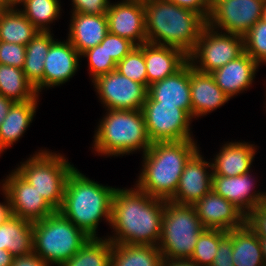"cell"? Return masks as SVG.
<instances>
[{"label": "cell", "mask_w": 266, "mask_h": 266, "mask_svg": "<svg viewBox=\"0 0 266 266\" xmlns=\"http://www.w3.org/2000/svg\"><path fill=\"white\" fill-rule=\"evenodd\" d=\"M165 202L164 199L151 197L138 187L125 190L116 188L109 224L116 235L108 239L115 244L157 246Z\"/></svg>", "instance_id": "1"}, {"label": "cell", "mask_w": 266, "mask_h": 266, "mask_svg": "<svg viewBox=\"0 0 266 266\" xmlns=\"http://www.w3.org/2000/svg\"><path fill=\"white\" fill-rule=\"evenodd\" d=\"M147 42L171 46L189 55L207 20L199 13L169 0H144Z\"/></svg>", "instance_id": "2"}, {"label": "cell", "mask_w": 266, "mask_h": 266, "mask_svg": "<svg viewBox=\"0 0 266 266\" xmlns=\"http://www.w3.org/2000/svg\"><path fill=\"white\" fill-rule=\"evenodd\" d=\"M198 151L194 140L154 142L144 153L138 187L151 197L169 201L186 163Z\"/></svg>", "instance_id": "3"}, {"label": "cell", "mask_w": 266, "mask_h": 266, "mask_svg": "<svg viewBox=\"0 0 266 266\" xmlns=\"http://www.w3.org/2000/svg\"><path fill=\"white\" fill-rule=\"evenodd\" d=\"M116 188L88 179L76 168L69 174L60 212L90 238L102 217L111 223L112 198Z\"/></svg>", "instance_id": "4"}, {"label": "cell", "mask_w": 266, "mask_h": 266, "mask_svg": "<svg viewBox=\"0 0 266 266\" xmlns=\"http://www.w3.org/2000/svg\"><path fill=\"white\" fill-rule=\"evenodd\" d=\"M94 136V149L108 156L129 154L152 145L142 110H108Z\"/></svg>", "instance_id": "5"}, {"label": "cell", "mask_w": 266, "mask_h": 266, "mask_svg": "<svg viewBox=\"0 0 266 266\" xmlns=\"http://www.w3.org/2000/svg\"><path fill=\"white\" fill-rule=\"evenodd\" d=\"M89 238L60 211L33 223V252L49 265H63Z\"/></svg>", "instance_id": "6"}, {"label": "cell", "mask_w": 266, "mask_h": 266, "mask_svg": "<svg viewBox=\"0 0 266 266\" xmlns=\"http://www.w3.org/2000/svg\"><path fill=\"white\" fill-rule=\"evenodd\" d=\"M204 230L194 206L166 201L157 247L165 259H189Z\"/></svg>", "instance_id": "7"}, {"label": "cell", "mask_w": 266, "mask_h": 266, "mask_svg": "<svg viewBox=\"0 0 266 266\" xmlns=\"http://www.w3.org/2000/svg\"><path fill=\"white\" fill-rule=\"evenodd\" d=\"M74 168L61 155L42 150L22 163L16 171L35 187L55 211H59L68 176Z\"/></svg>", "instance_id": "8"}, {"label": "cell", "mask_w": 266, "mask_h": 266, "mask_svg": "<svg viewBox=\"0 0 266 266\" xmlns=\"http://www.w3.org/2000/svg\"><path fill=\"white\" fill-rule=\"evenodd\" d=\"M243 52V36L218 33V31H214L213 28L206 25L196 42L195 48L188 55V61L197 71L212 73L225 66L229 61L236 59Z\"/></svg>", "instance_id": "9"}, {"label": "cell", "mask_w": 266, "mask_h": 266, "mask_svg": "<svg viewBox=\"0 0 266 266\" xmlns=\"http://www.w3.org/2000/svg\"><path fill=\"white\" fill-rule=\"evenodd\" d=\"M149 139L154 142L194 140L190 134L192 117L179 105L146 100L142 107Z\"/></svg>", "instance_id": "10"}, {"label": "cell", "mask_w": 266, "mask_h": 266, "mask_svg": "<svg viewBox=\"0 0 266 266\" xmlns=\"http://www.w3.org/2000/svg\"><path fill=\"white\" fill-rule=\"evenodd\" d=\"M107 110H142L148 88L121 75L117 70L92 81Z\"/></svg>", "instance_id": "11"}, {"label": "cell", "mask_w": 266, "mask_h": 266, "mask_svg": "<svg viewBox=\"0 0 266 266\" xmlns=\"http://www.w3.org/2000/svg\"><path fill=\"white\" fill-rule=\"evenodd\" d=\"M264 1H222L211 10L207 25L214 30L219 27L226 33L244 36L261 19Z\"/></svg>", "instance_id": "12"}, {"label": "cell", "mask_w": 266, "mask_h": 266, "mask_svg": "<svg viewBox=\"0 0 266 266\" xmlns=\"http://www.w3.org/2000/svg\"><path fill=\"white\" fill-rule=\"evenodd\" d=\"M2 186L8 192L15 217L34 223L55 212L35 187L15 170Z\"/></svg>", "instance_id": "13"}, {"label": "cell", "mask_w": 266, "mask_h": 266, "mask_svg": "<svg viewBox=\"0 0 266 266\" xmlns=\"http://www.w3.org/2000/svg\"><path fill=\"white\" fill-rule=\"evenodd\" d=\"M106 17L110 33L128 39L135 46L147 42L144 0H123L110 4Z\"/></svg>", "instance_id": "14"}, {"label": "cell", "mask_w": 266, "mask_h": 266, "mask_svg": "<svg viewBox=\"0 0 266 266\" xmlns=\"http://www.w3.org/2000/svg\"><path fill=\"white\" fill-rule=\"evenodd\" d=\"M193 206L205 229H220L228 232L245 225L246 215L243 211L213 190Z\"/></svg>", "instance_id": "15"}, {"label": "cell", "mask_w": 266, "mask_h": 266, "mask_svg": "<svg viewBox=\"0 0 266 266\" xmlns=\"http://www.w3.org/2000/svg\"><path fill=\"white\" fill-rule=\"evenodd\" d=\"M207 167H212V164L203 160L198 150L186 163L176 193L169 201L193 206L209 193L212 190V173L207 172Z\"/></svg>", "instance_id": "16"}, {"label": "cell", "mask_w": 266, "mask_h": 266, "mask_svg": "<svg viewBox=\"0 0 266 266\" xmlns=\"http://www.w3.org/2000/svg\"><path fill=\"white\" fill-rule=\"evenodd\" d=\"M146 100L179 105V108L184 109L191 116L189 61L175 74L149 85Z\"/></svg>", "instance_id": "17"}, {"label": "cell", "mask_w": 266, "mask_h": 266, "mask_svg": "<svg viewBox=\"0 0 266 266\" xmlns=\"http://www.w3.org/2000/svg\"><path fill=\"white\" fill-rule=\"evenodd\" d=\"M80 56L68 40L54 41L44 62L43 88L67 82L75 75Z\"/></svg>", "instance_id": "18"}, {"label": "cell", "mask_w": 266, "mask_h": 266, "mask_svg": "<svg viewBox=\"0 0 266 266\" xmlns=\"http://www.w3.org/2000/svg\"><path fill=\"white\" fill-rule=\"evenodd\" d=\"M144 60L148 88L180 70L188 62V55L178 48L145 42Z\"/></svg>", "instance_id": "19"}, {"label": "cell", "mask_w": 266, "mask_h": 266, "mask_svg": "<svg viewBox=\"0 0 266 266\" xmlns=\"http://www.w3.org/2000/svg\"><path fill=\"white\" fill-rule=\"evenodd\" d=\"M191 117L204 116L230 100L210 73L197 71L190 64ZM196 116V117H195Z\"/></svg>", "instance_id": "20"}, {"label": "cell", "mask_w": 266, "mask_h": 266, "mask_svg": "<svg viewBox=\"0 0 266 266\" xmlns=\"http://www.w3.org/2000/svg\"><path fill=\"white\" fill-rule=\"evenodd\" d=\"M250 172L240 176L225 177L212 174V190L235 204L246 215L261 205L264 192L252 193L253 180ZM252 193V194H251ZM247 210V211H246Z\"/></svg>", "instance_id": "21"}, {"label": "cell", "mask_w": 266, "mask_h": 266, "mask_svg": "<svg viewBox=\"0 0 266 266\" xmlns=\"http://www.w3.org/2000/svg\"><path fill=\"white\" fill-rule=\"evenodd\" d=\"M71 18L68 41L81 56L100 44L109 32L106 14L73 12Z\"/></svg>", "instance_id": "22"}, {"label": "cell", "mask_w": 266, "mask_h": 266, "mask_svg": "<svg viewBox=\"0 0 266 266\" xmlns=\"http://www.w3.org/2000/svg\"><path fill=\"white\" fill-rule=\"evenodd\" d=\"M258 64L244 51L236 59L210 73L216 84L229 98L252 84Z\"/></svg>", "instance_id": "23"}, {"label": "cell", "mask_w": 266, "mask_h": 266, "mask_svg": "<svg viewBox=\"0 0 266 266\" xmlns=\"http://www.w3.org/2000/svg\"><path fill=\"white\" fill-rule=\"evenodd\" d=\"M255 151V146L246 142L225 144L214 158V163H211L212 174L231 177L250 172Z\"/></svg>", "instance_id": "24"}, {"label": "cell", "mask_w": 266, "mask_h": 266, "mask_svg": "<svg viewBox=\"0 0 266 266\" xmlns=\"http://www.w3.org/2000/svg\"><path fill=\"white\" fill-rule=\"evenodd\" d=\"M38 100L14 102L0 126V154L23 135L33 120Z\"/></svg>", "instance_id": "25"}, {"label": "cell", "mask_w": 266, "mask_h": 266, "mask_svg": "<svg viewBox=\"0 0 266 266\" xmlns=\"http://www.w3.org/2000/svg\"><path fill=\"white\" fill-rule=\"evenodd\" d=\"M0 249L9 251L14 257L33 253V223L13 217L0 225Z\"/></svg>", "instance_id": "26"}, {"label": "cell", "mask_w": 266, "mask_h": 266, "mask_svg": "<svg viewBox=\"0 0 266 266\" xmlns=\"http://www.w3.org/2000/svg\"><path fill=\"white\" fill-rule=\"evenodd\" d=\"M50 31L38 32L26 45L23 72L39 93L43 88L44 62L51 44L55 41Z\"/></svg>", "instance_id": "27"}, {"label": "cell", "mask_w": 266, "mask_h": 266, "mask_svg": "<svg viewBox=\"0 0 266 266\" xmlns=\"http://www.w3.org/2000/svg\"><path fill=\"white\" fill-rule=\"evenodd\" d=\"M230 232L235 266H266L259 238L246 224Z\"/></svg>", "instance_id": "28"}, {"label": "cell", "mask_w": 266, "mask_h": 266, "mask_svg": "<svg viewBox=\"0 0 266 266\" xmlns=\"http://www.w3.org/2000/svg\"><path fill=\"white\" fill-rule=\"evenodd\" d=\"M162 258L157 246L112 243L110 266H161Z\"/></svg>", "instance_id": "29"}, {"label": "cell", "mask_w": 266, "mask_h": 266, "mask_svg": "<svg viewBox=\"0 0 266 266\" xmlns=\"http://www.w3.org/2000/svg\"><path fill=\"white\" fill-rule=\"evenodd\" d=\"M17 10L10 7L0 14V41L26 46L39 30Z\"/></svg>", "instance_id": "30"}, {"label": "cell", "mask_w": 266, "mask_h": 266, "mask_svg": "<svg viewBox=\"0 0 266 266\" xmlns=\"http://www.w3.org/2000/svg\"><path fill=\"white\" fill-rule=\"evenodd\" d=\"M0 94L13 102L38 100V92L20 68L0 64Z\"/></svg>", "instance_id": "31"}, {"label": "cell", "mask_w": 266, "mask_h": 266, "mask_svg": "<svg viewBox=\"0 0 266 266\" xmlns=\"http://www.w3.org/2000/svg\"><path fill=\"white\" fill-rule=\"evenodd\" d=\"M112 242L109 239L89 238L88 241L61 266H110Z\"/></svg>", "instance_id": "32"}, {"label": "cell", "mask_w": 266, "mask_h": 266, "mask_svg": "<svg viewBox=\"0 0 266 266\" xmlns=\"http://www.w3.org/2000/svg\"><path fill=\"white\" fill-rule=\"evenodd\" d=\"M21 3L25 9L21 12L40 32L50 31L47 25L58 18L61 9L59 0H22Z\"/></svg>", "instance_id": "33"}, {"label": "cell", "mask_w": 266, "mask_h": 266, "mask_svg": "<svg viewBox=\"0 0 266 266\" xmlns=\"http://www.w3.org/2000/svg\"><path fill=\"white\" fill-rule=\"evenodd\" d=\"M227 235V231L220 229H205L197 240L191 261L200 266H212L219 242Z\"/></svg>", "instance_id": "34"}, {"label": "cell", "mask_w": 266, "mask_h": 266, "mask_svg": "<svg viewBox=\"0 0 266 266\" xmlns=\"http://www.w3.org/2000/svg\"><path fill=\"white\" fill-rule=\"evenodd\" d=\"M116 70L131 80L147 87V72L144 60V44L135 46L121 61Z\"/></svg>", "instance_id": "35"}, {"label": "cell", "mask_w": 266, "mask_h": 266, "mask_svg": "<svg viewBox=\"0 0 266 266\" xmlns=\"http://www.w3.org/2000/svg\"><path fill=\"white\" fill-rule=\"evenodd\" d=\"M244 51L259 65L266 63V22L257 21L243 36Z\"/></svg>", "instance_id": "36"}, {"label": "cell", "mask_w": 266, "mask_h": 266, "mask_svg": "<svg viewBox=\"0 0 266 266\" xmlns=\"http://www.w3.org/2000/svg\"><path fill=\"white\" fill-rule=\"evenodd\" d=\"M82 55L88 57L92 80L116 70L117 63L108 55L104 46L101 44L87 50Z\"/></svg>", "instance_id": "37"}, {"label": "cell", "mask_w": 266, "mask_h": 266, "mask_svg": "<svg viewBox=\"0 0 266 266\" xmlns=\"http://www.w3.org/2000/svg\"><path fill=\"white\" fill-rule=\"evenodd\" d=\"M100 44L104 46L108 55H110L116 63L121 61L135 47L128 39L110 32L107 33Z\"/></svg>", "instance_id": "38"}, {"label": "cell", "mask_w": 266, "mask_h": 266, "mask_svg": "<svg viewBox=\"0 0 266 266\" xmlns=\"http://www.w3.org/2000/svg\"><path fill=\"white\" fill-rule=\"evenodd\" d=\"M26 46L0 41V64L23 69Z\"/></svg>", "instance_id": "39"}, {"label": "cell", "mask_w": 266, "mask_h": 266, "mask_svg": "<svg viewBox=\"0 0 266 266\" xmlns=\"http://www.w3.org/2000/svg\"><path fill=\"white\" fill-rule=\"evenodd\" d=\"M245 224L258 238H266V211L261 206L246 213Z\"/></svg>", "instance_id": "40"}, {"label": "cell", "mask_w": 266, "mask_h": 266, "mask_svg": "<svg viewBox=\"0 0 266 266\" xmlns=\"http://www.w3.org/2000/svg\"><path fill=\"white\" fill-rule=\"evenodd\" d=\"M73 12L99 15L106 14L110 6L109 0H72Z\"/></svg>", "instance_id": "41"}, {"label": "cell", "mask_w": 266, "mask_h": 266, "mask_svg": "<svg viewBox=\"0 0 266 266\" xmlns=\"http://www.w3.org/2000/svg\"><path fill=\"white\" fill-rule=\"evenodd\" d=\"M232 233L227 235L219 242V247L214 257L212 266H235L233 264Z\"/></svg>", "instance_id": "42"}, {"label": "cell", "mask_w": 266, "mask_h": 266, "mask_svg": "<svg viewBox=\"0 0 266 266\" xmlns=\"http://www.w3.org/2000/svg\"><path fill=\"white\" fill-rule=\"evenodd\" d=\"M180 7L191 9L201 14L206 20L210 15V3L209 0H169Z\"/></svg>", "instance_id": "43"}, {"label": "cell", "mask_w": 266, "mask_h": 266, "mask_svg": "<svg viewBox=\"0 0 266 266\" xmlns=\"http://www.w3.org/2000/svg\"><path fill=\"white\" fill-rule=\"evenodd\" d=\"M11 266H49V264L33 252L24 256H15Z\"/></svg>", "instance_id": "44"}, {"label": "cell", "mask_w": 266, "mask_h": 266, "mask_svg": "<svg viewBox=\"0 0 266 266\" xmlns=\"http://www.w3.org/2000/svg\"><path fill=\"white\" fill-rule=\"evenodd\" d=\"M3 193L6 197V204L0 203V225L10 221L15 215L11 204L10 197L6 189L2 186Z\"/></svg>", "instance_id": "45"}, {"label": "cell", "mask_w": 266, "mask_h": 266, "mask_svg": "<svg viewBox=\"0 0 266 266\" xmlns=\"http://www.w3.org/2000/svg\"><path fill=\"white\" fill-rule=\"evenodd\" d=\"M161 266H200L190 259H165L162 258Z\"/></svg>", "instance_id": "46"}, {"label": "cell", "mask_w": 266, "mask_h": 266, "mask_svg": "<svg viewBox=\"0 0 266 266\" xmlns=\"http://www.w3.org/2000/svg\"><path fill=\"white\" fill-rule=\"evenodd\" d=\"M14 102L0 94V126Z\"/></svg>", "instance_id": "47"}, {"label": "cell", "mask_w": 266, "mask_h": 266, "mask_svg": "<svg viewBox=\"0 0 266 266\" xmlns=\"http://www.w3.org/2000/svg\"><path fill=\"white\" fill-rule=\"evenodd\" d=\"M13 258L9 251L0 249V266H11Z\"/></svg>", "instance_id": "48"}, {"label": "cell", "mask_w": 266, "mask_h": 266, "mask_svg": "<svg viewBox=\"0 0 266 266\" xmlns=\"http://www.w3.org/2000/svg\"><path fill=\"white\" fill-rule=\"evenodd\" d=\"M259 242L261 245V251L266 265V238H259Z\"/></svg>", "instance_id": "49"}, {"label": "cell", "mask_w": 266, "mask_h": 266, "mask_svg": "<svg viewBox=\"0 0 266 266\" xmlns=\"http://www.w3.org/2000/svg\"><path fill=\"white\" fill-rule=\"evenodd\" d=\"M10 6L6 3L5 0H0V14L4 11H7Z\"/></svg>", "instance_id": "50"}, {"label": "cell", "mask_w": 266, "mask_h": 266, "mask_svg": "<svg viewBox=\"0 0 266 266\" xmlns=\"http://www.w3.org/2000/svg\"><path fill=\"white\" fill-rule=\"evenodd\" d=\"M5 1L10 7H14L16 6V4H20L22 2V0H5Z\"/></svg>", "instance_id": "51"}, {"label": "cell", "mask_w": 266, "mask_h": 266, "mask_svg": "<svg viewBox=\"0 0 266 266\" xmlns=\"http://www.w3.org/2000/svg\"><path fill=\"white\" fill-rule=\"evenodd\" d=\"M222 1H225V0H209L210 12L218 3L222 2Z\"/></svg>", "instance_id": "52"}, {"label": "cell", "mask_w": 266, "mask_h": 266, "mask_svg": "<svg viewBox=\"0 0 266 266\" xmlns=\"http://www.w3.org/2000/svg\"><path fill=\"white\" fill-rule=\"evenodd\" d=\"M261 20L266 22V0L264 1V4H263Z\"/></svg>", "instance_id": "53"}, {"label": "cell", "mask_w": 266, "mask_h": 266, "mask_svg": "<svg viewBox=\"0 0 266 266\" xmlns=\"http://www.w3.org/2000/svg\"><path fill=\"white\" fill-rule=\"evenodd\" d=\"M260 206L266 211V192H264V194L262 196V201H261Z\"/></svg>", "instance_id": "54"}]
</instances>
